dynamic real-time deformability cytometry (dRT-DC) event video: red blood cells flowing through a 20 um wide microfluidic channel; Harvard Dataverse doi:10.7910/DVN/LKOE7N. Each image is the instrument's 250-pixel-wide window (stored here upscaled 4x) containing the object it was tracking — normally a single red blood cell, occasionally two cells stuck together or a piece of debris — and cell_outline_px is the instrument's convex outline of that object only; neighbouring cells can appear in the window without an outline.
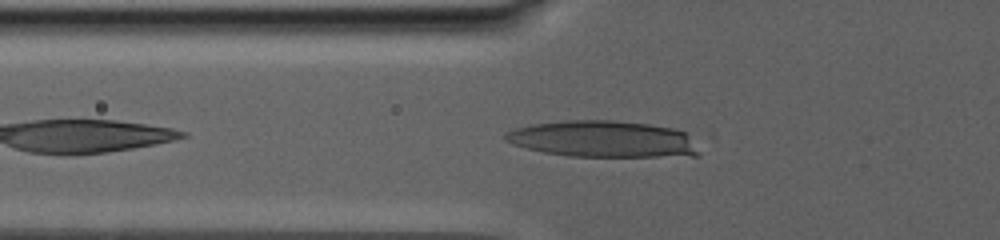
{"species": "human", "species_latin": "Homo sapiens", "temperature_condition": "warm", "stored_images_in_passage": 12, "camera_frame_rate_fps": 3000, "um_per_image_px": 0.085, "donor": {"sex": "male"}, "frame": {"image": 1, "passage_image": 6, "time_ms": 1.667, "image_size_px": [1000, 240], "cell_outline_px": [[700, 156], [568, 156], [544, 152], [512, 144], [504, 140], [504, 132], [516, 128], [532, 124], [564, 120], [612, 120], [648, 124], [672, 128], [684, 132], [700, 152]], "centroid_in_image_um": [51.21, 11.81], "position_along_channel_um": 74.6, "area_um2": 40.98}}
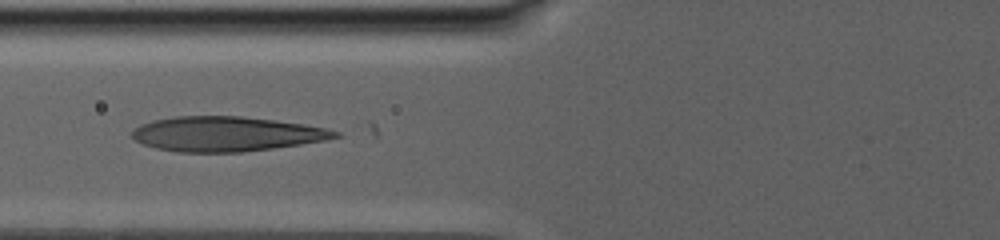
{"frame": {"image": 2, "passage_image": 11, "time_ms": 3.0, "image_size_px": [1000, 240], "cell_outline_px": [[340, 136], [328, 140], [272, 148], [240, 152], [176, 152], [156, 148], [144, 144], [136, 140], [132, 136], [132, 132], [140, 124], [152, 120], [176, 116], [240, 116], [304, 124], [324, 128], [340, 132]], "centroid_in_image_um": [19.22, 11.38], "position_along_channel_um": 106.6, "area_um2": 40.92}}